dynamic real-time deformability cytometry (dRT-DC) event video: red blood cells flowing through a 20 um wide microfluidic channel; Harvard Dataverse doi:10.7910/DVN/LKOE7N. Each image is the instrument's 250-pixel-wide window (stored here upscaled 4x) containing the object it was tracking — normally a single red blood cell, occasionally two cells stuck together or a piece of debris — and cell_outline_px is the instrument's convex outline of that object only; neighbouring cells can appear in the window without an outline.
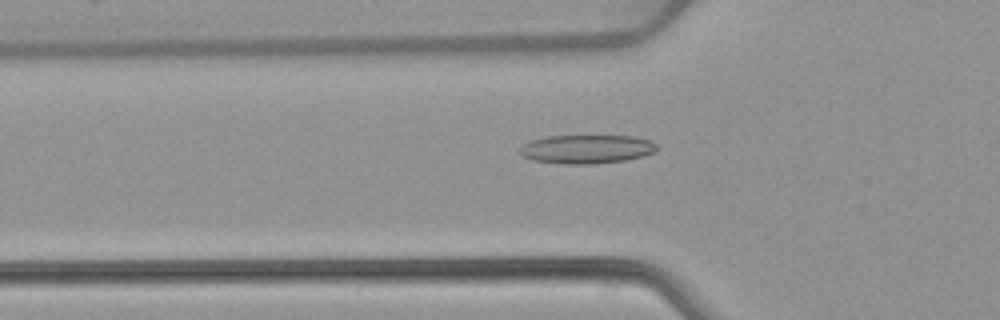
{"species": "common noctule bat (a hibernating species)", "species_latin": "Nyctalus noctula", "temperature_condition": "warm", "stored_images_in_passage": 52, "camera_frame_rate_fps": 3000, "um_per_image_px": 0.085, "animal": {"sex": "female", "body_mass_g": 22.7, "forearm_length_mm": 54.2}, "frame": {"image": 1, "passage_image": 18, "time_ms": 5.667, "image_size_px": [1000, 320], "cell_outline_px": [[656, 152], [644, 156], [624, 160], [596, 164], [560, 164], [532, 160], [520, 156], [520, 148], [524, 144], [532, 140], [548, 136], [636, 136], [648, 140], [656, 144]], "centroid_in_image_um": [49.85, 12.68], "position_along_channel_um": 75.9, "area_um2": 23.06}}
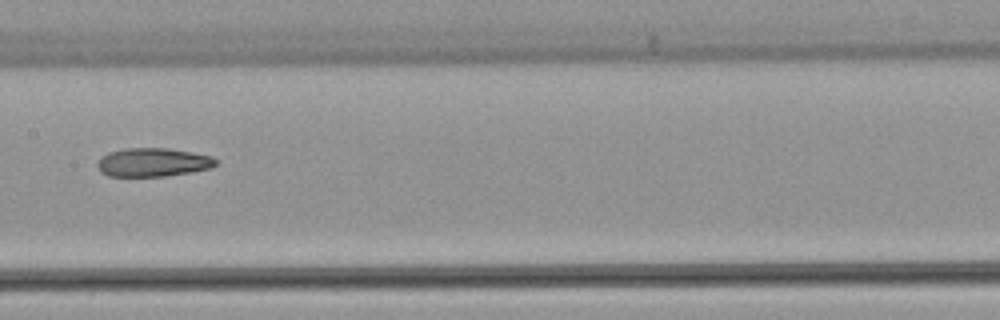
{"frame": {"image": 2, "passage_image": 27, "time_ms": 8.667, "image_size_px": [1000, 320], "cell_outline_px": [[216, 164], [212, 168], [192, 172], [164, 176], [108, 176], [100, 172], [96, 164], [100, 156], [108, 152], [124, 148], [168, 148], [192, 152], [212, 156], [216, 160]], "centroid_in_image_um": [12.97, 13.79], "position_along_channel_um": 194.4, "area_um2": 19.94}}
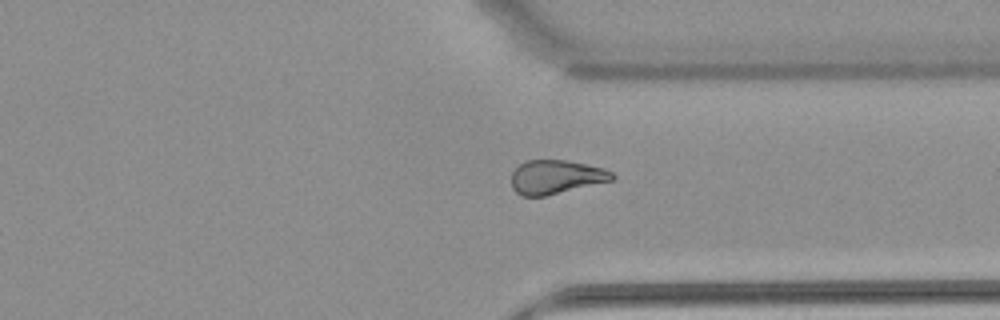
{"frame": {"image": 3, "passage_image": 40, "time_ms": 13.0, "image_size_px": [1000, 320], "cell_outline_px": [[616, 176], [612, 180], [544, 196], [520, 196], [512, 188], [512, 172], [524, 160], [568, 160], [604, 168], [612, 172]], "centroid_in_image_um": [47.24, 15.03], "position_along_channel_um": 364.2, "area_um2": 19.83}, "authors_computed_cell_mechanics": {"area_um2": 21.7328, "velocity_mm_per_s": 3.9179, "shape_relaxation_time_tau1_ms": null, "shape_relaxation_time_tau2_ms": 2.9272, "deformation_change_tau1": null, "deformation_change_tau2": 0.0956}}